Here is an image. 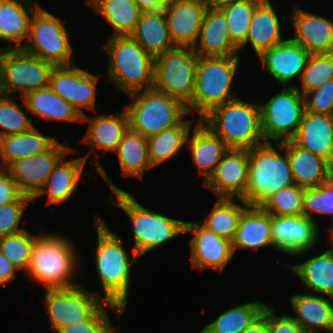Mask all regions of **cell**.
<instances>
[{
  "instance_id": "1",
  "label": "cell",
  "mask_w": 333,
  "mask_h": 333,
  "mask_svg": "<svg viewBox=\"0 0 333 333\" xmlns=\"http://www.w3.org/2000/svg\"><path fill=\"white\" fill-rule=\"evenodd\" d=\"M97 232L95 266L104 296L103 301L126 310L132 275V263L140 260L135 251L125 250L123 240L113 232L106 221L94 216Z\"/></svg>"
},
{
  "instance_id": "2",
  "label": "cell",
  "mask_w": 333,
  "mask_h": 333,
  "mask_svg": "<svg viewBox=\"0 0 333 333\" xmlns=\"http://www.w3.org/2000/svg\"><path fill=\"white\" fill-rule=\"evenodd\" d=\"M71 240L55 233L41 234L35 241L27 274L46 289H65L78 268V252Z\"/></svg>"
},
{
  "instance_id": "3",
  "label": "cell",
  "mask_w": 333,
  "mask_h": 333,
  "mask_svg": "<svg viewBox=\"0 0 333 333\" xmlns=\"http://www.w3.org/2000/svg\"><path fill=\"white\" fill-rule=\"evenodd\" d=\"M274 143L265 141L248 150L245 202L249 206H260L279 190L295 184L283 142Z\"/></svg>"
},
{
  "instance_id": "4",
  "label": "cell",
  "mask_w": 333,
  "mask_h": 333,
  "mask_svg": "<svg viewBox=\"0 0 333 333\" xmlns=\"http://www.w3.org/2000/svg\"><path fill=\"white\" fill-rule=\"evenodd\" d=\"M201 121L217 134L229 149L250 150L265 142L259 104L236 98L215 107Z\"/></svg>"
},
{
  "instance_id": "5",
  "label": "cell",
  "mask_w": 333,
  "mask_h": 333,
  "mask_svg": "<svg viewBox=\"0 0 333 333\" xmlns=\"http://www.w3.org/2000/svg\"><path fill=\"white\" fill-rule=\"evenodd\" d=\"M108 79L126 95L153 87L155 58L131 36L109 37L104 45Z\"/></svg>"
},
{
  "instance_id": "6",
  "label": "cell",
  "mask_w": 333,
  "mask_h": 333,
  "mask_svg": "<svg viewBox=\"0 0 333 333\" xmlns=\"http://www.w3.org/2000/svg\"><path fill=\"white\" fill-rule=\"evenodd\" d=\"M240 56H199L195 69L193 100L186 106L188 114L198 112L200 120L215 107L238 98L232 92Z\"/></svg>"
},
{
  "instance_id": "7",
  "label": "cell",
  "mask_w": 333,
  "mask_h": 333,
  "mask_svg": "<svg viewBox=\"0 0 333 333\" xmlns=\"http://www.w3.org/2000/svg\"><path fill=\"white\" fill-rule=\"evenodd\" d=\"M116 205L122 209L132 225L134 251L141 258L145 253L160 248L184 233L183 220H177L148 210L124 190L112 192Z\"/></svg>"
},
{
  "instance_id": "8",
  "label": "cell",
  "mask_w": 333,
  "mask_h": 333,
  "mask_svg": "<svg viewBox=\"0 0 333 333\" xmlns=\"http://www.w3.org/2000/svg\"><path fill=\"white\" fill-rule=\"evenodd\" d=\"M128 96L133 101L125 106L129 129L145 138L177 126L188 114L187 107L180 100L153 87Z\"/></svg>"
},
{
  "instance_id": "9",
  "label": "cell",
  "mask_w": 333,
  "mask_h": 333,
  "mask_svg": "<svg viewBox=\"0 0 333 333\" xmlns=\"http://www.w3.org/2000/svg\"><path fill=\"white\" fill-rule=\"evenodd\" d=\"M40 5L33 12L23 50L55 66H70L73 48L65 22Z\"/></svg>"
},
{
  "instance_id": "10",
  "label": "cell",
  "mask_w": 333,
  "mask_h": 333,
  "mask_svg": "<svg viewBox=\"0 0 333 333\" xmlns=\"http://www.w3.org/2000/svg\"><path fill=\"white\" fill-rule=\"evenodd\" d=\"M55 65L23 49H0V94H26L48 87Z\"/></svg>"
},
{
  "instance_id": "11",
  "label": "cell",
  "mask_w": 333,
  "mask_h": 333,
  "mask_svg": "<svg viewBox=\"0 0 333 333\" xmlns=\"http://www.w3.org/2000/svg\"><path fill=\"white\" fill-rule=\"evenodd\" d=\"M199 56L192 47L176 46L155 58L153 88L187 106L195 90V69Z\"/></svg>"
},
{
  "instance_id": "12",
  "label": "cell",
  "mask_w": 333,
  "mask_h": 333,
  "mask_svg": "<svg viewBox=\"0 0 333 333\" xmlns=\"http://www.w3.org/2000/svg\"><path fill=\"white\" fill-rule=\"evenodd\" d=\"M259 105L266 142H284L295 137L305 112L304 95L295 86H283L269 101Z\"/></svg>"
},
{
  "instance_id": "13",
  "label": "cell",
  "mask_w": 333,
  "mask_h": 333,
  "mask_svg": "<svg viewBox=\"0 0 333 333\" xmlns=\"http://www.w3.org/2000/svg\"><path fill=\"white\" fill-rule=\"evenodd\" d=\"M45 309L51 328L58 332L70 323L88 320L105 302L98 292L76 285L65 289H46Z\"/></svg>"
},
{
  "instance_id": "14",
  "label": "cell",
  "mask_w": 333,
  "mask_h": 333,
  "mask_svg": "<svg viewBox=\"0 0 333 333\" xmlns=\"http://www.w3.org/2000/svg\"><path fill=\"white\" fill-rule=\"evenodd\" d=\"M89 121L88 129L81 141L85 145L92 146L85 156H82L86 161L90 153H94L96 158V170L100 176L107 182L110 187V191H124V189L119 188L112 180L107 176V173L103 166L99 162L98 151L102 153L115 152L117 146L123 135L129 129V118L126 110L114 115L101 114L95 117L87 116L85 114L82 116V122Z\"/></svg>"
},
{
  "instance_id": "15",
  "label": "cell",
  "mask_w": 333,
  "mask_h": 333,
  "mask_svg": "<svg viewBox=\"0 0 333 333\" xmlns=\"http://www.w3.org/2000/svg\"><path fill=\"white\" fill-rule=\"evenodd\" d=\"M99 75L77 67L55 66L51 72L49 87L65 101L69 102L81 116L83 108L96 112L95 102Z\"/></svg>"
},
{
  "instance_id": "16",
  "label": "cell",
  "mask_w": 333,
  "mask_h": 333,
  "mask_svg": "<svg viewBox=\"0 0 333 333\" xmlns=\"http://www.w3.org/2000/svg\"><path fill=\"white\" fill-rule=\"evenodd\" d=\"M74 147L56 142L49 150L15 161L6 170L10 173L23 195L33 198L46 183L57 162Z\"/></svg>"
},
{
  "instance_id": "17",
  "label": "cell",
  "mask_w": 333,
  "mask_h": 333,
  "mask_svg": "<svg viewBox=\"0 0 333 333\" xmlns=\"http://www.w3.org/2000/svg\"><path fill=\"white\" fill-rule=\"evenodd\" d=\"M319 227L317 222L305 215H271L273 247L290 256L305 255L318 243Z\"/></svg>"
},
{
  "instance_id": "18",
  "label": "cell",
  "mask_w": 333,
  "mask_h": 333,
  "mask_svg": "<svg viewBox=\"0 0 333 333\" xmlns=\"http://www.w3.org/2000/svg\"><path fill=\"white\" fill-rule=\"evenodd\" d=\"M184 233H191L189 241L192 268L222 271L234 256L232 242L217 236L200 222L184 223Z\"/></svg>"
},
{
  "instance_id": "19",
  "label": "cell",
  "mask_w": 333,
  "mask_h": 333,
  "mask_svg": "<svg viewBox=\"0 0 333 333\" xmlns=\"http://www.w3.org/2000/svg\"><path fill=\"white\" fill-rule=\"evenodd\" d=\"M248 167V150L229 149L202 185L217 198H240L245 201Z\"/></svg>"
},
{
  "instance_id": "20",
  "label": "cell",
  "mask_w": 333,
  "mask_h": 333,
  "mask_svg": "<svg viewBox=\"0 0 333 333\" xmlns=\"http://www.w3.org/2000/svg\"><path fill=\"white\" fill-rule=\"evenodd\" d=\"M310 53L291 38L263 51L259 56L265 70L281 86H295L290 82L297 77L301 79ZM289 84V85H288Z\"/></svg>"
},
{
  "instance_id": "21",
  "label": "cell",
  "mask_w": 333,
  "mask_h": 333,
  "mask_svg": "<svg viewBox=\"0 0 333 333\" xmlns=\"http://www.w3.org/2000/svg\"><path fill=\"white\" fill-rule=\"evenodd\" d=\"M209 4L206 0H180L163 9L175 46L194 48Z\"/></svg>"
},
{
  "instance_id": "22",
  "label": "cell",
  "mask_w": 333,
  "mask_h": 333,
  "mask_svg": "<svg viewBox=\"0 0 333 333\" xmlns=\"http://www.w3.org/2000/svg\"><path fill=\"white\" fill-rule=\"evenodd\" d=\"M294 38L310 54L333 53V22L294 6L291 13Z\"/></svg>"
},
{
  "instance_id": "23",
  "label": "cell",
  "mask_w": 333,
  "mask_h": 333,
  "mask_svg": "<svg viewBox=\"0 0 333 333\" xmlns=\"http://www.w3.org/2000/svg\"><path fill=\"white\" fill-rule=\"evenodd\" d=\"M198 41L200 43L193 48L198 56H240L239 49L230 39L224 12L212 3L205 12Z\"/></svg>"
},
{
  "instance_id": "24",
  "label": "cell",
  "mask_w": 333,
  "mask_h": 333,
  "mask_svg": "<svg viewBox=\"0 0 333 333\" xmlns=\"http://www.w3.org/2000/svg\"><path fill=\"white\" fill-rule=\"evenodd\" d=\"M325 297L311 293H295L290 297L296 314L292 317L305 333H325L323 330L333 333V298Z\"/></svg>"
},
{
  "instance_id": "25",
  "label": "cell",
  "mask_w": 333,
  "mask_h": 333,
  "mask_svg": "<svg viewBox=\"0 0 333 333\" xmlns=\"http://www.w3.org/2000/svg\"><path fill=\"white\" fill-rule=\"evenodd\" d=\"M192 136L189 134V146L192 161L197 167L199 175H203L204 183L214 172L217 164L228 152L226 143L207 127L200 119L195 123Z\"/></svg>"
},
{
  "instance_id": "26",
  "label": "cell",
  "mask_w": 333,
  "mask_h": 333,
  "mask_svg": "<svg viewBox=\"0 0 333 333\" xmlns=\"http://www.w3.org/2000/svg\"><path fill=\"white\" fill-rule=\"evenodd\" d=\"M294 183L304 188L319 187L331 179V165L322 157L297 145L284 141Z\"/></svg>"
},
{
  "instance_id": "27",
  "label": "cell",
  "mask_w": 333,
  "mask_h": 333,
  "mask_svg": "<svg viewBox=\"0 0 333 333\" xmlns=\"http://www.w3.org/2000/svg\"><path fill=\"white\" fill-rule=\"evenodd\" d=\"M0 0V41L11 47L0 49H22L29 36L30 19L39 6L32 0Z\"/></svg>"
},
{
  "instance_id": "28",
  "label": "cell",
  "mask_w": 333,
  "mask_h": 333,
  "mask_svg": "<svg viewBox=\"0 0 333 333\" xmlns=\"http://www.w3.org/2000/svg\"><path fill=\"white\" fill-rule=\"evenodd\" d=\"M63 156L55 165L46 183L32 198V201L46 194V205H59L71 199L80 183L86 160L81 156L72 160H64Z\"/></svg>"
},
{
  "instance_id": "29",
  "label": "cell",
  "mask_w": 333,
  "mask_h": 333,
  "mask_svg": "<svg viewBox=\"0 0 333 333\" xmlns=\"http://www.w3.org/2000/svg\"><path fill=\"white\" fill-rule=\"evenodd\" d=\"M292 140L330 164L333 162V121L331 115L305 111L297 134Z\"/></svg>"
},
{
  "instance_id": "30",
  "label": "cell",
  "mask_w": 333,
  "mask_h": 333,
  "mask_svg": "<svg viewBox=\"0 0 333 333\" xmlns=\"http://www.w3.org/2000/svg\"><path fill=\"white\" fill-rule=\"evenodd\" d=\"M233 252L237 250H253L272 246L271 214L260 206H248L239 219L238 228L231 241Z\"/></svg>"
},
{
  "instance_id": "31",
  "label": "cell",
  "mask_w": 333,
  "mask_h": 333,
  "mask_svg": "<svg viewBox=\"0 0 333 333\" xmlns=\"http://www.w3.org/2000/svg\"><path fill=\"white\" fill-rule=\"evenodd\" d=\"M281 23L269 0L259 3L253 13L246 41L239 51L249 43L258 57L263 51L280 44L285 40Z\"/></svg>"
},
{
  "instance_id": "32",
  "label": "cell",
  "mask_w": 333,
  "mask_h": 333,
  "mask_svg": "<svg viewBox=\"0 0 333 333\" xmlns=\"http://www.w3.org/2000/svg\"><path fill=\"white\" fill-rule=\"evenodd\" d=\"M130 36L154 58L176 47L168 30L164 10L142 12Z\"/></svg>"
},
{
  "instance_id": "33",
  "label": "cell",
  "mask_w": 333,
  "mask_h": 333,
  "mask_svg": "<svg viewBox=\"0 0 333 333\" xmlns=\"http://www.w3.org/2000/svg\"><path fill=\"white\" fill-rule=\"evenodd\" d=\"M57 139L45 136L35 126L21 134L0 137V168L6 169L15 161L49 150Z\"/></svg>"
},
{
  "instance_id": "34",
  "label": "cell",
  "mask_w": 333,
  "mask_h": 333,
  "mask_svg": "<svg viewBox=\"0 0 333 333\" xmlns=\"http://www.w3.org/2000/svg\"><path fill=\"white\" fill-rule=\"evenodd\" d=\"M285 266L301 279L303 287L318 295L333 298V245L303 263Z\"/></svg>"
},
{
  "instance_id": "35",
  "label": "cell",
  "mask_w": 333,
  "mask_h": 333,
  "mask_svg": "<svg viewBox=\"0 0 333 333\" xmlns=\"http://www.w3.org/2000/svg\"><path fill=\"white\" fill-rule=\"evenodd\" d=\"M22 100L25 110L42 119L82 123L78 111L49 86L26 94Z\"/></svg>"
},
{
  "instance_id": "36",
  "label": "cell",
  "mask_w": 333,
  "mask_h": 333,
  "mask_svg": "<svg viewBox=\"0 0 333 333\" xmlns=\"http://www.w3.org/2000/svg\"><path fill=\"white\" fill-rule=\"evenodd\" d=\"M115 152L123 177L140 179L146 170L154 168L149 158L147 138L131 129L123 135Z\"/></svg>"
},
{
  "instance_id": "37",
  "label": "cell",
  "mask_w": 333,
  "mask_h": 333,
  "mask_svg": "<svg viewBox=\"0 0 333 333\" xmlns=\"http://www.w3.org/2000/svg\"><path fill=\"white\" fill-rule=\"evenodd\" d=\"M113 28L110 37L130 36L142 13L134 0H85Z\"/></svg>"
},
{
  "instance_id": "38",
  "label": "cell",
  "mask_w": 333,
  "mask_h": 333,
  "mask_svg": "<svg viewBox=\"0 0 333 333\" xmlns=\"http://www.w3.org/2000/svg\"><path fill=\"white\" fill-rule=\"evenodd\" d=\"M194 119H183L177 126L147 138L149 158L153 167L174 158L187 145Z\"/></svg>"
},
{
  "instance_id": "39",
  "label": "cell",
  "mask_w": 333,
  "mask_h": 333,
  "mask_svg": "<svg viewBox=\"0 0 333 333\" xmlns=\"http://www.w3.org/2000/svg\"><path fill=\"white\" fill-rule=\"evenodd\" d=\"M266 303L258 300L234 306L201 329V333H242L261 316Z\"/></svg>"
},
{
  "instance_id": "40",
  "label": "cell",
  "mask_w": 333,
  "mask_h": 333,
  "mask_svg": "<svg viewBox=\"0 0 333 333\" xmlns=\"http://www.w3.org/2000/svg\"><path fill=\"white\" fill-rule=\"evenodd\" d=\"M212 210L200 223L217 236L232 241L238 228L242 212L249 206L243 199L235 198L242 202L237 204L234 198H217Z\"/></svg>"
},
{
  "instance_id": "41",
  "label": "cell",
  "mask_w": 333,
  "mask_h": 333,
  "mask_svg": "<svg viewBox=\"0 0 333 333\" xmlns=\"http://www.w3.org/2000/svg\"><path fill=\"white\" fill-rule=\"evenodd\" d=\"M258 2L236 1L218 6L225 14L232 43L239 49L246 41L253 13Z\"/></svg>"
},
{
  "instance_id": "42",
  "label": "cell",
  "mask_w": 333,
  "mask_h": 333,
  "mask_svg": "<svg viewBox=\"0 0 333 333\" xmlns=\"http://www.w3.org/2000/svg\"><path fill=\"white\" fill-rule=\"evenodd\" d=\"M40 235L35 236L24 230L0 237V251L18 270L27 272L33 245Z\"/></svg>"
},
{
  "instance_id": "43",
  "label": "cell",
  "mask_w": 333,
  "mask_h": 333,
  "mask_svg": "<svg viewBox=\"0 0 333 333\" xmlns=\"http://www.w3.org/2000/svg\"><path fill=\"white\" fill-rule=\"evenodd\" d=\"M303 197L304 187L294 184L270 196L260 207L271 215H303Z\"/></svg>"
},
{
  "instance_id": "44",
  "label": "cell",
  "mask_w": 333,
  "mask_h": 333,
  "mask_svg": "<svg viewBox=\"0 0 333 333\" xmlns=\"http://www.w3.org/2000/svg\"><path fill=\"white\" fill-rule=\"evenodd\" d=\"M333 79V53L311 54L301 76V86L296 89L304 95L310 90L320 88Z\"/></svg>"
},
{
  "instance_id": "45",
  "label": "cell",
  "mask_w": 333,
  "mask_h": 333,
  "mask_svg": "<svg viewBox=\"0 0 333 333\" xmlns=\"http://www.w3.org/2000/svg\"><path fill=\"white\" fill-rule=\"evenodd\" d=\"M13 98L0 94V137L21 134L35 125Z\"/></svg>"
},
{
  "instance_id": "46",
  "label": "cell",
  "mask_w": 333,
  "mask_h": 333,
  "mask_svg": "<svg viewBox=\"0 0 333 333\" xmlns=\"http://www.w3.org/2000/svg\"><path fill=\"white\" fill-rule=\"evenodd\" d=\"M108 307L119 318L125 311L119 306L105 302L88 320L70 323L57 333H119L110 322Z\"/></svg>"
},
{
  "instance_id": "47",
  "label": "cell",
  "mask_w": 333,
  "mask_h": 333,
  "mask_svg": "<svg viewBox=\"0 0 333 333\" xmlns=\"http://www.w3.org/2000/svg\"><path fill=\"white\" fill-rule=\"evenodd\" d=\"M314 213L333 216V179L319 187L304 188L303 215L317 222L313 217ZM329 228L328 231L333 226Z\"/></svg>"
},
{
  "instance_id": "48",
  "label": "cell",
  "mask_w": 333,
  "mask_h": 333,
  "mask_svg": "<svg viewBox=\"0 0 333 333\" xmlns=\"http://www.w3.org/2000/svg\"><path fill=\"white\" fill-rule=\"evenodd\" d=\"M32 198L22 195L17 201L0 207V237L12 235L26 229L20 228L25 208L32 203Z\"/></svg>"
},
{
  "instance_id": "49",
  "label": "cell",
  "mask_w": 333,
  "mask_h": 333,
  "mask_svg": "<svg viewBox=\"0 0 333 333\" xmlns=\"http://www.w3.org/2000/svg\"><path fill=\"white\" fill-rule=\"evenodd\" d=\"M304 101L305 111L331 115L333 112V79L325 82L320 88L306 92Z\"/></svg>"
},
{
  "instance_id": "50",
  "label": "cell",
  "mask_w": 333,
  "mask_h": 333,
  "mask_svg": "<svg viewBox=\"0 0 333 333\" xmlns=\"http://www.w3.org/2000/svg\"><path fill=\"white\" fill-rule=\"evenodd\" d=\"M261 315L267 321L269 333H305L291 315H276L273 307L266 305Z\"/></svg>"
},
{
  "instance_id": "51",
  "label": "cell",
  "mask_w": 333,
  "mask_h": 333,
  "mask_svg": "<svg viewBox=\"0 0 333 333\" xmlns=\"http://www.w3.org/2000/svg\"><path fill=\"white\" fill-rule=\"evenodd\" d=\"M22 195L10 173L0 168V207L17 201Z\"/></svg>"
},
{
  "instance_id": "52",
  "label": "cell",
  "mask_w": 333,
  "mask_h": 333,
  "mask_svg": "<svg viewBox=\"0 0 333 333\" xmlns=\"http://www.w3.org/2000/svg\"><path fill=\"white\" fill-rule=\"evenodd\" d=\"M18 269L0 251V285H6L16 279Z\"/></svg>"
},
{
  "instance_id": "53",
  "label": "cell",
  "mask_w": 333,
  "mask_h": 333,
  "mask_svg": "<svg viewBox=\"0 0 333 333\" xmlns=\"http://www.w3.org/2000/svg\"><path fill=\"white\" fill-rule=\"evenodd\" d=\"M141 12H157L164 8L160 4V0H134Z\"/></svg>"
},
{
  "instance_id": "54",
  "label": "cell",
  "mask_w": 333,
  "mask_h": 333,
  "mask_svg": "<svg viewBox=\"0 0 333 333\" xmlns=\"http://www.w3.org/2000/svg\"><path fill=\"white\" fill-rule=\"evenodd\" d=\"M242 333H269L266 319L261 315Z\"/></svg>"
},
{
  "instance_id": "55",
  "label": "cell",
  "mask_w": 333,
  "mask_h": 333,
  "mask_svg": "<svg viewBox=\"0 0 333 333\" xmlns=\"http://www.w3.org/2000/svg\"><path fill=\"white\" fill-rule=\"evenodd\" d=\"M236 1H254V2H264V1H268V0H212V4L213 5H222V4H226V3H230V2H236Z\"/></svg>"
},
{
  "instance_id": "56",
  "label": "cell",
  "mask_w": 333,
  "mask_h": 333,
  "mask_svg": "<svg viewBox=\"0 0 333 333\" xmlns=\"http://www.w3.org/2000/svg\"><path fill=\"white\" fill-rule=\"evenodd\" d=\"M178 1H180V0H160V4L163 8H166V7L174 5Z\"/></svg>"
},
{
  "instance_id": "57",
  "label": "cell",
  "mask_w": 333,
  "mask_h": 333,
  "mask_svg": "<svg viewBox=\"0 0 333 333\" xmlns=\"http://www.w3.org/2000/svg\"><path fill=\"white\" fill-rule=\"evenodd\" d=\"M328 233L330 234L331 243H333V228Z\"/></svg>"
},
{
  "instance_id": "58",
  "label": "cell",
  "mask_w": 333,
  "mask_h": 333,
  "mask_svg": "<svg viewBox=\"0 0 333 333\" xmlns=\"http://www.w3.org/2000/svg\"><path fill=\"white\" fill-rule=\"evenodd\" d=\"M330 165H331V179H333V162Z\"/></svg>"
}]
</instances>
